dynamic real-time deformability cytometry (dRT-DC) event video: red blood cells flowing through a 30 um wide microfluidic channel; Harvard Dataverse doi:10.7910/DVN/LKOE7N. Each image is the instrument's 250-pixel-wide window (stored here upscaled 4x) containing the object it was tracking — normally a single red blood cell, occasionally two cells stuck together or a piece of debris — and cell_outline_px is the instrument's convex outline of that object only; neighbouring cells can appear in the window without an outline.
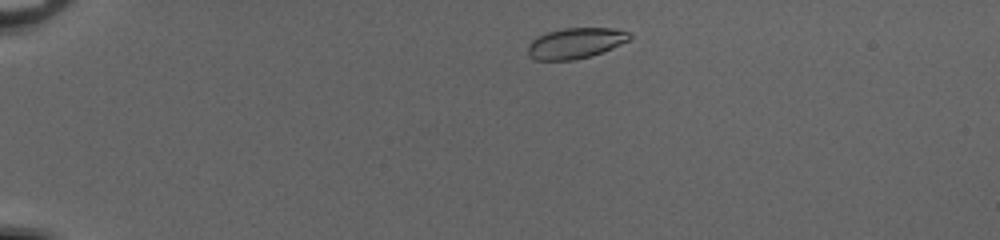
{"species": "common noctule bat (a hibernating species)", "species_latin": "Nyctalus noctula", "temperature_condition": "cold", "stored_images_in_passage": 43, "camera_frame_rate_fps": 3000, "um_per_image_px": 0.085, "animal": {"sex": "female", "body_mass_g": 20.0, "forearm_length_mm": 54.0}, "frame": {"image": 1, "passage_image": 3, "time_ms": 0.667, "image_size_px": [1000, 240], "cell_outline_px": [[632, 36], [628, 40], [612, 48], [592, 56], [576, 60], [536, 60], [528, 56], [528, 44], [536, 36], [548, 32], [564, 28], [612, 28], [628, 32]], "centroid_in_image_um": [48.88, 3.68], "position_along_channel_um": 36.1, "area_um2": 18.21}}
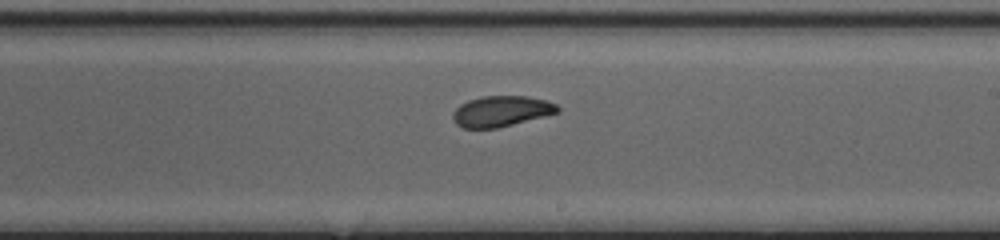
{"frame": {"image": 2, "passage_image": 24, "time_ms": 7.667, "image_size_px": [1000, 240], "cell_outline_px": [[560, 112], [496, 128], [464, 128], [456, 124], [452, 120], [452, 112], [460, 104], [468, 100], [484, 96], [528, 96], [544, 100], [556, 104], [560, 108]], "centroid_in_image_um": [42.58, 9.45], "position_along_channel_um": 246.4, "area_um2": 18.67}}
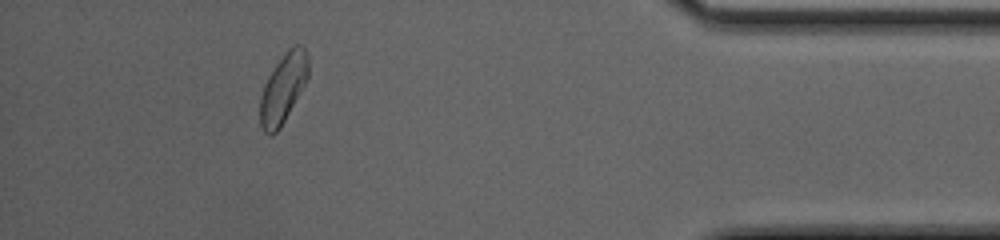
{"frame": {"image": 3, "passage_image": 39, "time_ms": 12.667, "image_size_px": [1000, 240], "cell_outline_px": [[308, 76], [300, 92], [280, 128], [272, 136], [268, 136], [264, 132], [260, 124], [260, 96], [264, 84], [268, 76], [276, 64], [288, 48], [296, 44], [300, 44], [304, 48], [308, 56]], "centroid_in_image_um": [24.05, 7.51], "position_along_channel_um": 411.2, "area_um2": 19.31}, "authors_computed_cell_mechanics": {"area_um2": 18.9584, "velocity_mm_per_s": 4.0829, "shape_relaxation_time_tau1_ms": 3.3809, "shape_relaxation_time_tau2_ms": 2.41, "deformation_change_tau1": 0.1351, "deformation_change_tau2": 0.0732}}